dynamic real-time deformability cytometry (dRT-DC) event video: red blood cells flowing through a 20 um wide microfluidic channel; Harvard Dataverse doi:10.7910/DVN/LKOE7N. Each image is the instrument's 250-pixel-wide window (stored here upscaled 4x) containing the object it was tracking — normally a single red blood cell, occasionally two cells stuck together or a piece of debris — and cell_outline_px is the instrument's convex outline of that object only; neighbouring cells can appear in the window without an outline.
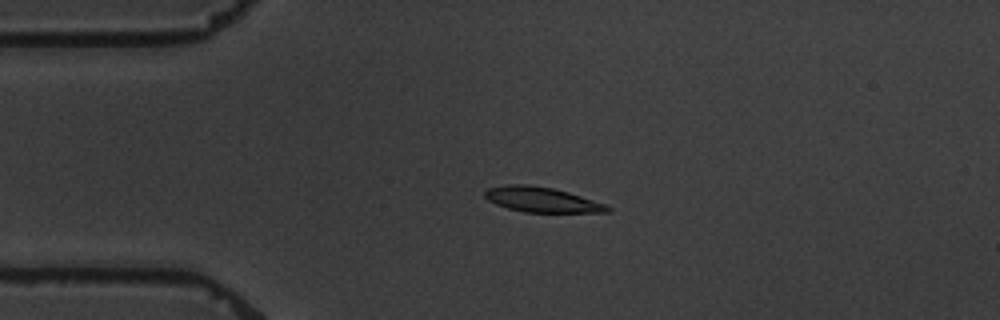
{"species": "common noctule bat (a hibernating species)", "species_latin": "Nyctalus noctula", "temperature_condition": "warm", "stored_images_in_passage": 7, "camera_frame_rate_fps": 3000, "um_per_image_px": 0.085, "animal": {"sex": "male", "body_mass_g": 19.5, "forearm_length_mm": 54.6}, "frame": {"image": 1, "passage_image": 4, "time_ms": 3.333, "image_size_px": [1000, 320], "cell_outline_px": [[612, 212], [524, 212], [508, 208], [496, 204], [488, 200], [484, 196], [484, 192], [488, 188], [508, 184], [528, 184], [552, 188], [568, 192], [604, 204], [612, 208]], "centroid_in_image_um": [46.03, 16.97], "position_along_channel_um": 39.0, "area_um2": 17.74}}
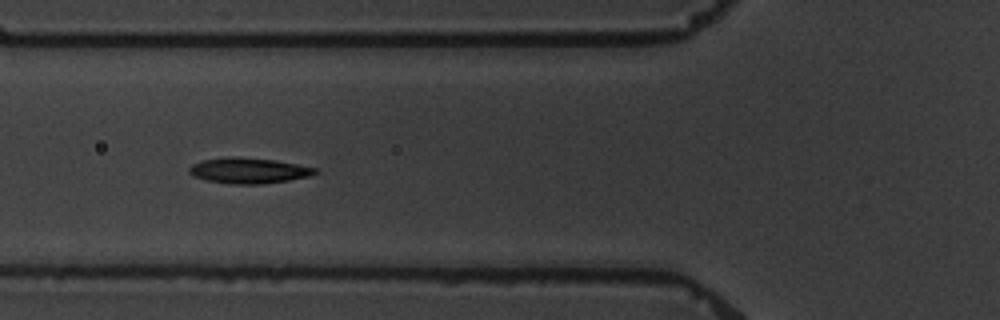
{"frame": {"image": 2, "passage_image": 6, "time_ms": 6.0, "image_size_px": [1000, 320], "cell_outline_px": [[320, 172], [308, 176], [288, 180], [260, 184], [232, 184], [208, 180], [192, 176], [188, 172], [188, 168], [192, 164], [204, 160], [224, 156], [236, 156], [276, 160], [316, 168]], "centroid_in_image_um": [21.11, 14.48], "position_along_channel_um": 104.7, "area_um2": 18.84}}
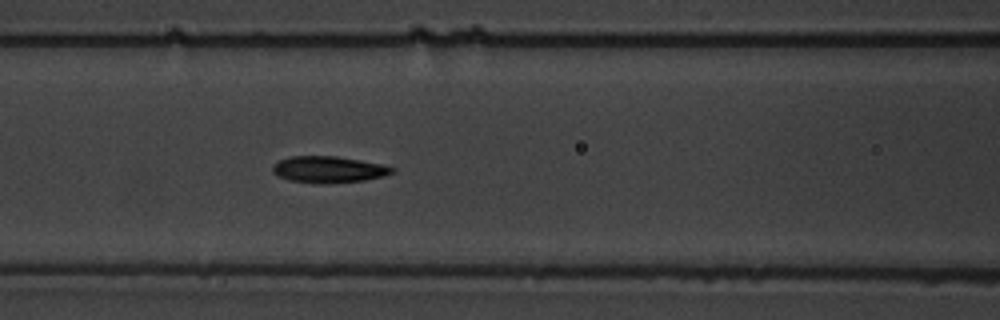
{"frame": {"image": 3, "passage_image": 7, "time_ms": 7.0, "image_size_px": [1000, 320], "cell_outline_px": [[396, 172], [384, 176], [364, 180], [324, 184], [288, 180], [276, 176], [272, 172], [272, 164], [288, 156], [336, 156], [360, 160], [380, 164], [396, 168]], "centroid_in_image_um": [27.9, 14.4], "position_along_channel_um": 138.7, "area_um2": 18.61}}